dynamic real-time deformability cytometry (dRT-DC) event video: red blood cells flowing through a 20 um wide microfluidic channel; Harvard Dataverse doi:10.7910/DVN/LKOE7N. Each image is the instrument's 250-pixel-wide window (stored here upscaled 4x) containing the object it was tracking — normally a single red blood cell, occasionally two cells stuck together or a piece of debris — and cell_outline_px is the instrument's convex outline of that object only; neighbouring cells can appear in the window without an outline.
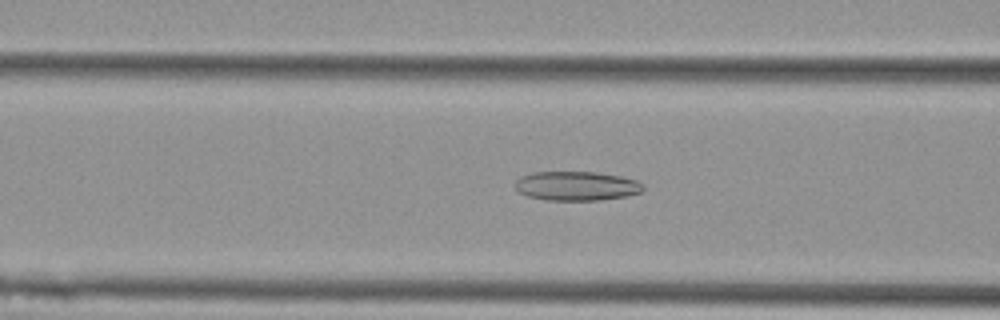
{"species": "Egyptian fruit bat (a non-hibernating species)", "species_latin": "Rousettus aegyptiacus", "temperature_condition": "cold", "stored_images_in_passage": 34, "camera_frame_rate_fps": 3000, "um_per_image_px": 0.085, "animal": {"sex": "female"}, "frame": {"image": 1, "passage_image": 22, "time_ms": 7.0, "image_size_px": [1000, 320], "cell_outline_px": [[644, 188], [640, 192], [628, 196], [596, 200], [548, 200], [528, 196], [516, 192], [516, 180], [520, 176], [532, 172], [596, 172], [620, 176], [636, 180], [644, 184]], "centroid_in_image_um": [48.99, 15.8], "position_along_channel_um": 117.6, "area_um2": 21.85}}
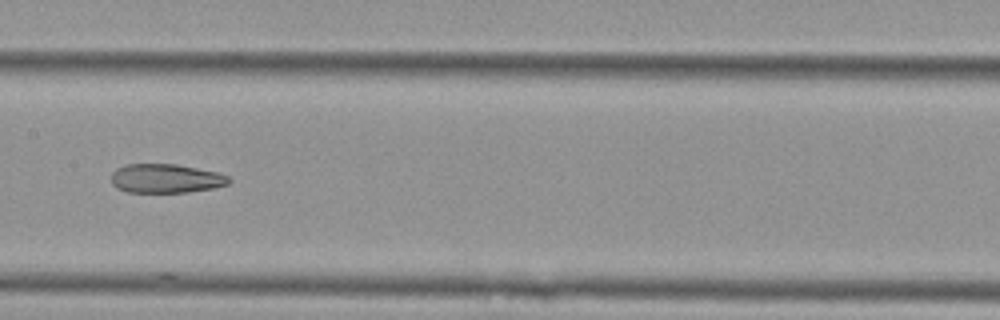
{"frame": {"image": 2, "passage_image": 28, "time_ms": 9.0, "image_size_px": [1000, 320], "cell_outline_px": [[232, 180], [228, 184], [212, 188], [188, 192], [128, 192], [116, 188], [112, 184], [112, 172], [116, 168], [124, 164], [176, 164], [216, 172], [228, 176]], "centroid_in_image_um": [14.07, 15.17], "position_along_channel_um": 193.3, "area_um2": 19.88}}
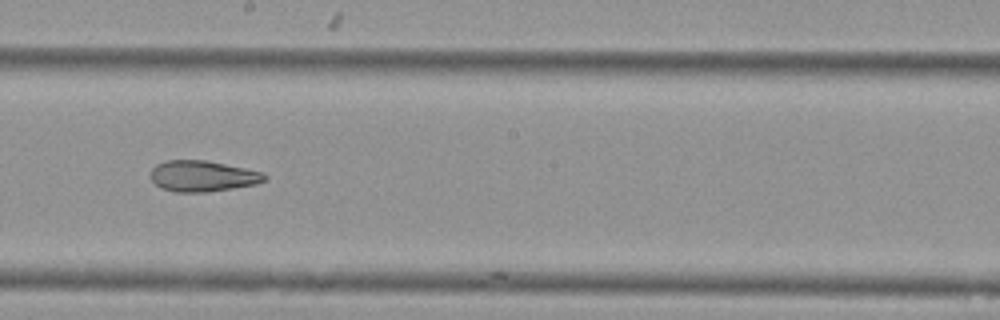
{"frame": {"image": 3, "passage_image": 31, "time_ms": 10.0, "image_size_px": [1000, 320], "cell_outline_px": [[268, 176], [264, 180], [256, 184], [208, 192], [176, 192], [160, 188], [152, 180], [152, 168], [156, 164], [168, 160], [208, 160], [264, 172]], "centroid_in_image_um": [17.24, 14.96], "position_along_channel_um": 231.0, "area_um2": 20.58}}